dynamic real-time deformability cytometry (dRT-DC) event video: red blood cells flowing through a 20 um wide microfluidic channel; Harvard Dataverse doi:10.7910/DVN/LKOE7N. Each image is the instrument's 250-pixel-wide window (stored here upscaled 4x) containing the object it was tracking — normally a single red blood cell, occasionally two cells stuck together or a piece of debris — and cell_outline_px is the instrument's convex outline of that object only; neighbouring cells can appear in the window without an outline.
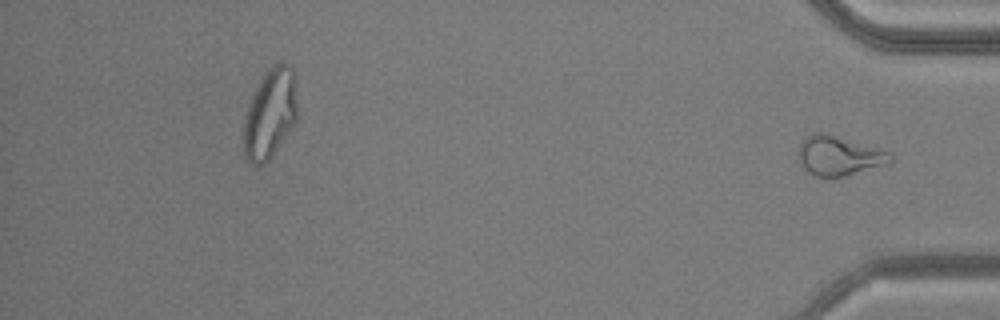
{"species": "common noctule bat (a hibernating species)", "species_latin": "Nyctalus noctula", "temperature_condition": "warm", "stored_images_in_passage": 48, "segment_of_instrument_passage": [2, 2], "camera_frame_rate_fps": 3000, "um_per_image_px": 0.085, "animal": {"sex": "male", "body_mass_g": 20.5, "forearm_length_mm": 52.5}, "frame": {"image": 1, "passage_image": 48, "time_ms": 15.667, "image_size_px": [1000, 320], "cell_outline_px": [[892, 160], [888, 164], [844, 176], [816, 176], [808, 172], [800, 164], [796, 152], [804, 136], [812, 132], [824, 132], [880, 148], [892, 152]], "centroid_in_image_um": [71.29, 13.21], "position_along_channel_um": 363.9, "area_um2": 21.5}}